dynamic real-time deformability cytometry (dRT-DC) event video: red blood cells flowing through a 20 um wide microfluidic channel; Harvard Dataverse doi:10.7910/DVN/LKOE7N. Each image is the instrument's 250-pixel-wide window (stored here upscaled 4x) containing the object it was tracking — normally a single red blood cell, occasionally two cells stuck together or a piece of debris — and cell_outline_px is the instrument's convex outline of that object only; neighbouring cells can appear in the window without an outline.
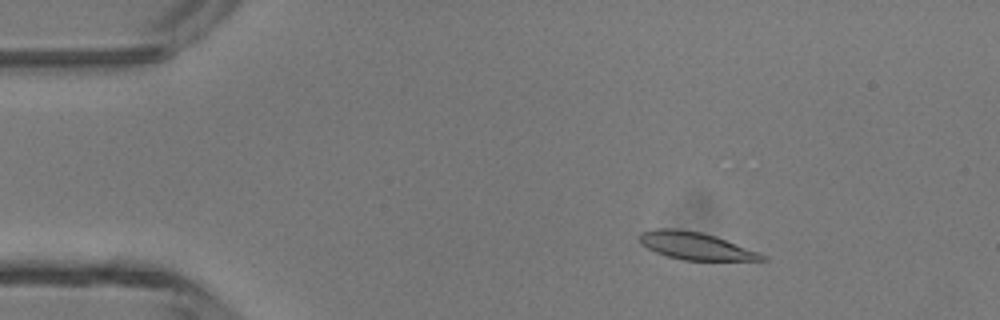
{"species": "common noctule bat (a hibernating species)", "species_latin": "Nyctalus noctula", "temperature_condition": "room temperature", "stored_images_in_passage": 48, "camera_frame_rate_fps": 3000, "um_per_image_px": 0.085, "animal": {"sex": "male", "body_mass_g": 13.3}, "frame": {"image": 1, "passage_image": 8, "time_ms": 2.333, "image_size_px": [1000, 320], "cell_outline_px": [[768, 260], [684, 260], [664, 256], [640, 244], [640, 232], [656, 228], [672, 228], [700, 232], [716, 236], [760, 252], [768, 256]], "centroid_in_image_um": [59.14, 20.9], "position_along_channel_um": 25.9, "area_um2": 19.65}}
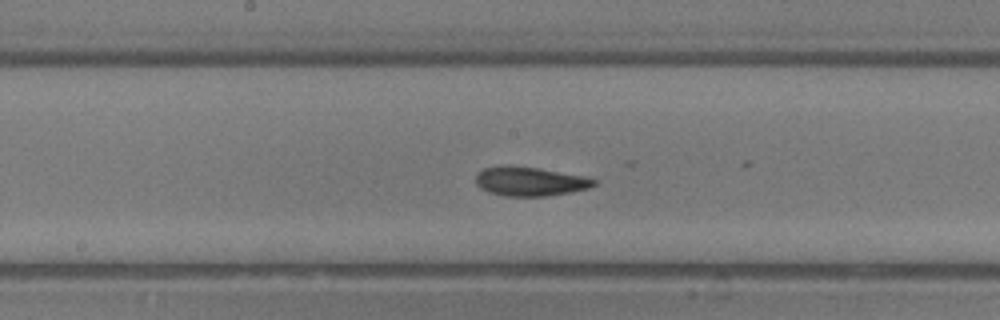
{"frame": {"image": 2, "passage_image": 25, "time_ms": 8.0, "image_size_px": [1000, 320], "cell_outline_px": [[600, 180], [596, 184], [588, 188], [548, 196], [504, 196], [488, 192], [480, 188], [476, 184], [476, 172], [484, 168], [504, 164], [536, 168], [584, 176]], "centroid_in_image_um": [45.01, 15.41], "position_along_channel_um": 203.2, "area_um2": 20.17}}
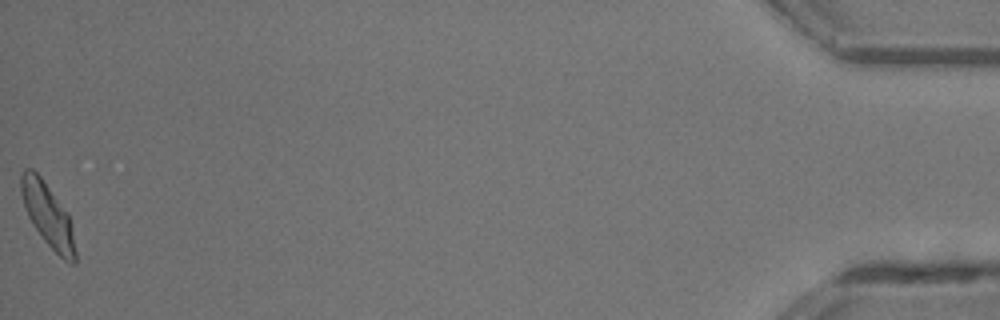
{"frame": {"image": 3, "passage_image": 48, "time_ms": 15.667, "image_size_px": [1000, 320], "cell_outline_px": [[76, 264], [72, 264], [64, 260], [44, 240], [28, 216], [20, 192], [20, 176], [24, 168], [32, 168], [40, 176], [68, 212], [72, 224], [76, 252]], "centroid_in_image_um": [4.08, 18.27], "position_along_channel_um": 431.1, "area_um2": 20.0}, "authors_computed_cell_mechanics": {"area_um2": 19.7387, "velocity_mm_per_s": 4.338, "shape_relaxation_time_tau1_ms": 2.4981, "shape_relaxation_time_tau2_ms": 2.0916, "deformation_change_tau1": 0.129, "deformation_change_tau2": 0.084}}